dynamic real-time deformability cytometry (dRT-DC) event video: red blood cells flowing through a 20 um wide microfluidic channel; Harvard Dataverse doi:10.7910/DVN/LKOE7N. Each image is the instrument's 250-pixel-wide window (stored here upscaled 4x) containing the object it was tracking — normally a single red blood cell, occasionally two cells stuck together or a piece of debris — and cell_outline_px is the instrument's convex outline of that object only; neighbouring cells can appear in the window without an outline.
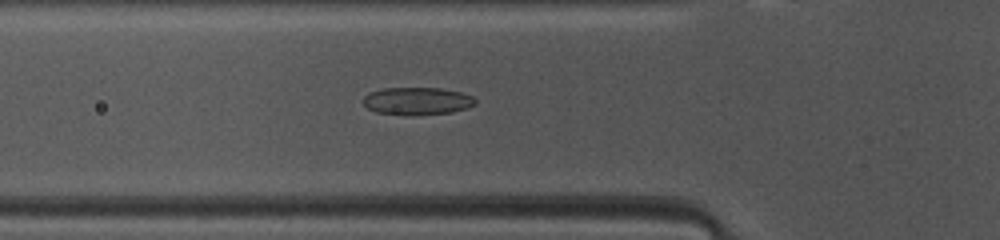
{"species": "common noctule bat (a hibernating species)", "species_latin": "Nyctalus noctula", "temperature_condition": "warm", "stored_images_in_passage": 41, "camera_frame_rate_fps": 3000, "um_per_image_px": 0.085, "animal": {"sex": "female", "body_mass_g": 10.0, "forearm_length_mm": 53.1}, "frame": {"image": 1, "passage_image": 15, "time_ms": 4.667, "image_size_px": [1000, 240], "cell_outline_px": [[476, 104], [468, 108], [452, 112], [376, 112], [368, 108], [364, 104], [364, 96], [368, 92], [384, 88], [440, 88], [460, 92], [472, 96], [476, 100]], "centroid_in_image_um": [35.49, 8.53], "position_along_channel_um": 90.3, "area_um2": 17.05}}
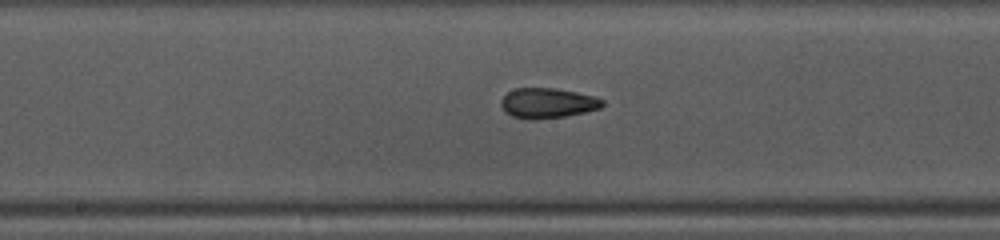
{"frame": {"image": 2, "passage_image": 23, "time_ms": 7.333, "image_size_px": [1000, 240], "cell_outline_px": [[604, 104], [600, 108], [584, 112], [564, 116], [536, 120], [528, 120], [512, 116], [504, 112], [500, 104], [500, 100], [508, 92], [516, 88], [556, 88], [576, 92], [592, 96], [604, 100]], "centroid_in_image_um": [46.5, 8.77], "position_along_channel_um": 201.7, "area_um2": 17.86}}
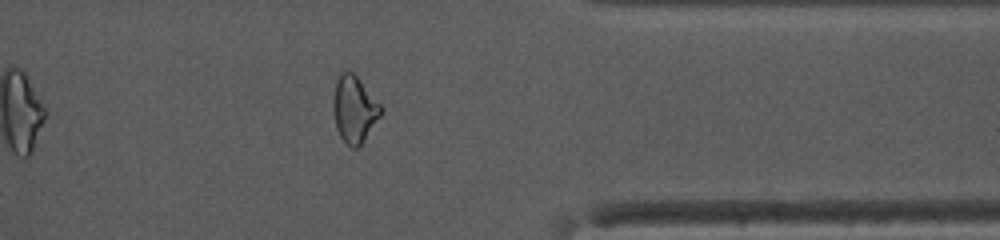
{"frame": {"image": 3, "passage_image": 37, "time_ms": 12.0, "image_size_px": [1000, 240], "cell_outline_px": [[384, 112], [364, 140], [356, 148], [352, 148], [340, 136], [336, 128], [332, 108], [332, 104], [336, 80], [340, 72], [352, 72], [356, 76], [380, 104]], "centroid_in_image_um": [30.11, 9.29], "position_along_channel_um": 381.3, "area_um2": 18.38}, "authors_computed_cell_mechanics": {"area_um2": 18.3226, "velocity_mm_per_s": 4.1326, "shape_relaxation_time_tau1_ms": 5.5237, "shape_relaxation_time_tau2_ms": 2.5328, "deformation_change_tau1": 0.152, "deformation_change_tau2": 0.104}}